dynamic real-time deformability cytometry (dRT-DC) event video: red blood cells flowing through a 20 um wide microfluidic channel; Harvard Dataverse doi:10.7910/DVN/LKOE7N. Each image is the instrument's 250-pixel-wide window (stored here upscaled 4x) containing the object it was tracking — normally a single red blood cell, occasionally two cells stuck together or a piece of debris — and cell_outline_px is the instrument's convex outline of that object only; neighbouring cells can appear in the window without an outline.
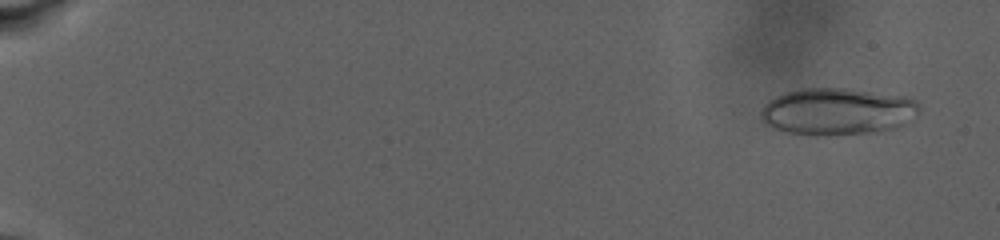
{"species": "human", "species_latin": "Homo sapiens", "temperature_condition": "warm", "stored_images_in_passage": 98, "camera_frame_rate_fps": 3000, "um_per_image_px": 0.085, "donor": {"sex": "male"}, "frame": {"image": 1, "passage_image": 6, "time_ms": 1.333, "image_size_px": [1000, 240], "cell_outline_px": [[920, 112], [916, 116], [892, 128], [876, 132], [832, 136], [816, 136], [788, 132], [772, 128], [764, 124], [760, 120], [760, 112], [764, 104], [768, 100], [784, 92], [804, 88], [844, 88], [904, 96], [916, 100]], "centroid_in_image_um": [71.11, 9.48], "position_along_channel_um": 13.9, "area_um2": 43.7}}
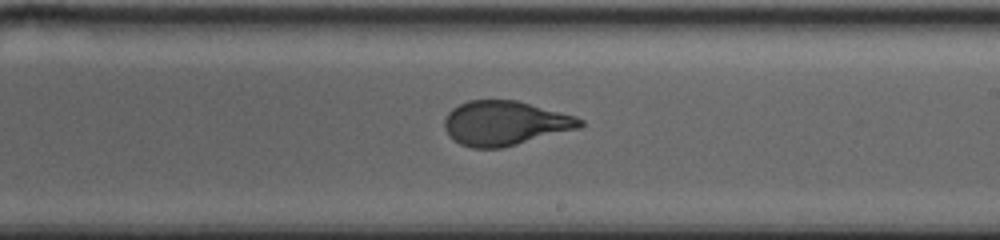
{"frame": {"image": 2, "passage_image": 61, "time_ms": 17.333, "image_size_px": [1000, 240], "cell_outline_px": [[584, 124], [580, 128], [500, 148], [472, 148], [460, 144], [444, 128], [444, 120], [448, 112], [452, 108], [468, 100], [516, 100], [576, 116], [584, 120]], "centroid_in_image_um": [42.93, 10.46], "position_along_channel_um": 246.1, "area_um2": 34.85}}
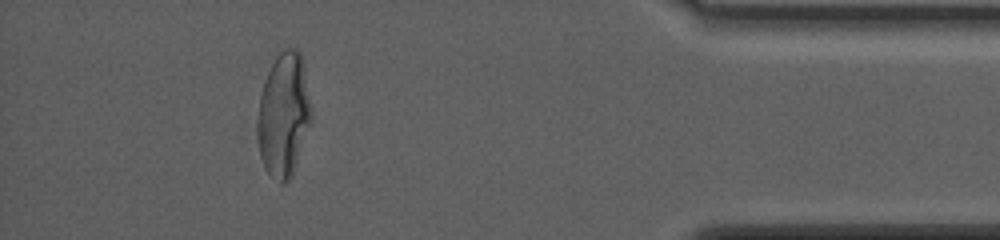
{"frame": {"image": 3, "passage_image": 90, "time_ms": 25.0, "image_size_px": [1000, 240], "cell_outline_px": [[312, 120], [292, 176], [284, 184], [280, 184], [264, 168], [260, 156], [256, 136], [256, 124], [260, 96], [264, 80], [276, 56], [284, 48], [296, 48], [300, 52], [304, 64], [312, 108]], "centroid_in_image_um": [24.11, 9.76], "position_along_channel_um": 411.1, "area_um2": 39.48}, "authors_computed_cell_mechanics": {"area_um2": 37.6567, "velocity_mm_per_s": 2.6462, "shape_relaxation_time_tau1_ms": 10.2573, "shape_relaxation_time_tau2_ms": null, "deformation_change_tau1": 0.2728, "deformation_change_tau2": null}}